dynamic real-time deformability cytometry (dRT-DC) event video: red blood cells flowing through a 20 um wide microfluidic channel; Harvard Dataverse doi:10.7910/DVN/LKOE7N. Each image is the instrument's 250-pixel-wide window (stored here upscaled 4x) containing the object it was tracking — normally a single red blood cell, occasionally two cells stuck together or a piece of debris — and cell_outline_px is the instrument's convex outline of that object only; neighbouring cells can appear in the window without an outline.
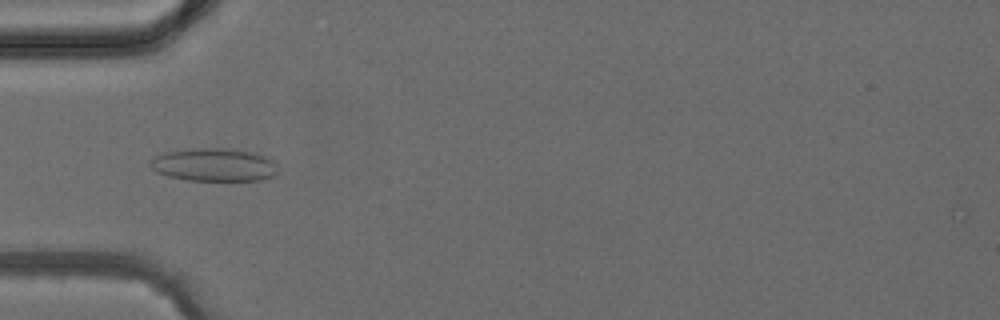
{"species": "common noctule bat (a hibernating species)", "species_latin": "Nyctalus noctula", "temperature_condition": "cold", "stored_images_in_passage": 4, "camera_frame_rate_fps": 3000, "um_per_image_px": 0.085, "animal": {"sex": "female", "body_mass_g": 24.6, "forearm_length_mm": 56.2}, "frame": {"image": 1, "passage_image": 3, "time_ms": 2.333, "image_size_px": [1000, 320], "cell_outline_px": [[276, 172], [272, 176], [260, 180], [188, 180], [168, 176], [156, 172], [148, 164], [148, 160], [164, 152], [188, 148], [232, 148], [256, 152], [276, 160]], "centroid_in_image_um": [18.19, 13.98], "position_along_channel_um": 66.8, "area_um2": 24.97}}